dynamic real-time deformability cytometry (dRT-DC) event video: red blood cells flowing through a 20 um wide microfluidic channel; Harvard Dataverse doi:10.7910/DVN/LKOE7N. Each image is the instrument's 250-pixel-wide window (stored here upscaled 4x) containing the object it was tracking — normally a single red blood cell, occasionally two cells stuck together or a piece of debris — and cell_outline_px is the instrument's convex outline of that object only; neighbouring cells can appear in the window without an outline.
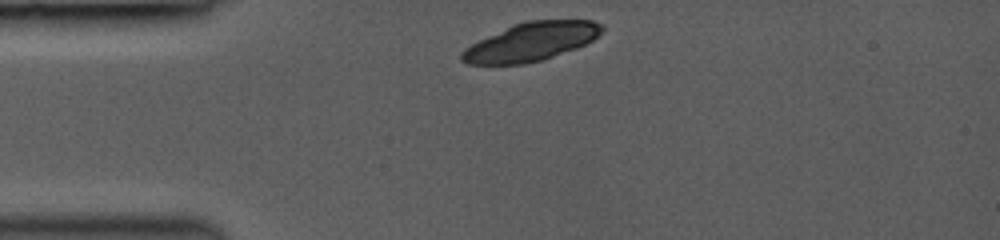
{"species": "common noctule bat (a hibernating species)", "species_latin": "Nyctalus noctula", "temperature_condition": "room temperature", "stored_images_in_passage": 3, "camera_frame_rate_fps": 3000, "um_per_image_px": 0.085, "animal": {"sex": "female", "body_mass_g": 19.0, "forearm_length_mm": 53.3}, "frame": {"image": 1, "passage_image": 1, "time_ms": 0.0, "image_size_px": [1000, 240], "cell_outline_px": [[604, 28], [592, 40], [576, 48], [544, 60], [524, 64], [468, 64], [460, 60], [460, 52], [464, 48], [512, 24], [528, 20], [592, 20], [604, 24]], "centroid_in_image_um": [45.14, 3.55], "position_along_channel_um": 39.9, "area_um2": 31.33}}